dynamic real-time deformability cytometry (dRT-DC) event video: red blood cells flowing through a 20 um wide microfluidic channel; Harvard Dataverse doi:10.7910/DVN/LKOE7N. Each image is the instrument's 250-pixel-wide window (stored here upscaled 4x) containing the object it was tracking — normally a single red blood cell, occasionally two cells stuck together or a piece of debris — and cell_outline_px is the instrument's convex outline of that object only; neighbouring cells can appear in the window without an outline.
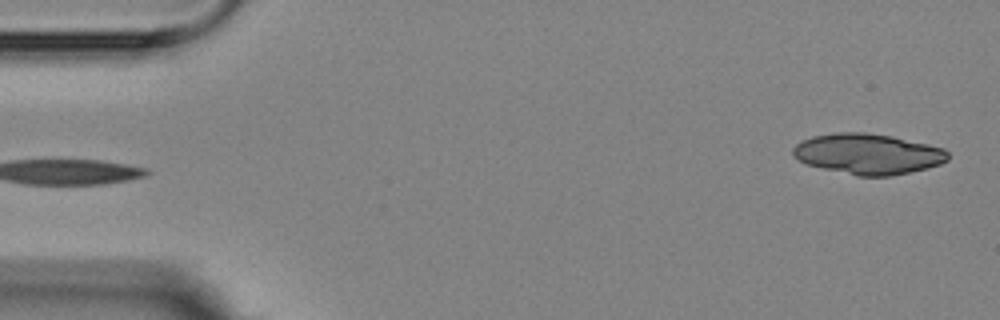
{"species": "Egyptian fruit bat (a non-hibernating species)", "species_latin": "Rousettus aegyptiacus", "temperature_condition": "room temperature", "stored_images_in_passage": 5, "camera_frame_rate_fps": 3000, "um_per_image_px": 0.085, "animal": {"sex": "female"}, "frame": {"image": 1, "passage_image": 1, "time_ms": 0.0, "image_size_px": [1000, 320], "cell_outline_px": [[948, 160], [940, 164], [928, 168], [888, 176], [856, 176], [808, 164], [792, 156], [792, 148], [800, 140], [812, 136], [836, 132], [864, 132], [892, 136], [928, 144], [944, 148], [948, 152]], "centroid_in_image_um": [73.76, 13.07], "position_along_channel_um": 11.2, "area_um2": 36.65}}